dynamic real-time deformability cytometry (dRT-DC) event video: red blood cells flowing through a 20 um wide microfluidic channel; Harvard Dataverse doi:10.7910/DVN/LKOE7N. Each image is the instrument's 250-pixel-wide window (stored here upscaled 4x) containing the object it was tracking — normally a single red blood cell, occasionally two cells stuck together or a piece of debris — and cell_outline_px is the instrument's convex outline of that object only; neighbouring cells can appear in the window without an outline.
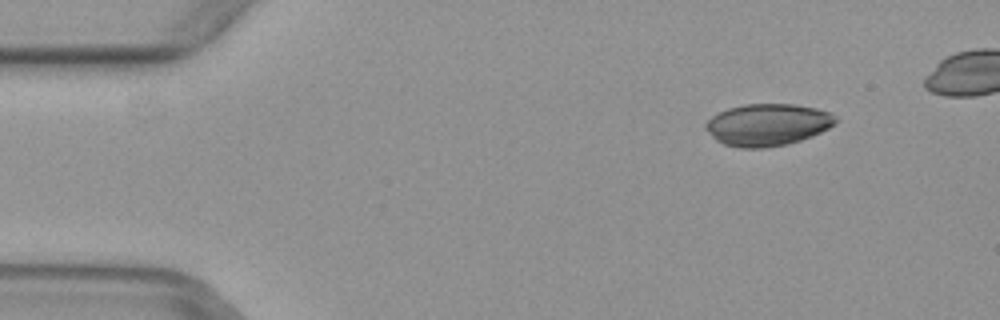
{"species": "common noctule bat (a hibernating species)", "species_latin": "Nyctalus noctula", "temperature_condition": "warm", "stored_images_in_passage": 3, "camera_frame_rate_fps": 3000, "um_per_image_px": 0.085, "animal": {"sex": "female", "body_mass_g": 29.2, "forearm_length_mm": 56.3}, "frame": {"image": 1, "passage_image": 1, "time_ms": 0.0, "image_size_px": [1000, 320], "cell_outline_px": [[836, 124], [812, 136], [788, 144], [764, 148], [740, 148], [724, 144], [716, 140], [704, 128], [704, 124], [712, 116], [728, 108], [744, 104], [792, 104], [816, 108], [828, 112], [836, 116]], "centroid_in_image_um": [65.23, 10.6], "position_along_channel_um": 19.8, "area_um2": 31.79}}